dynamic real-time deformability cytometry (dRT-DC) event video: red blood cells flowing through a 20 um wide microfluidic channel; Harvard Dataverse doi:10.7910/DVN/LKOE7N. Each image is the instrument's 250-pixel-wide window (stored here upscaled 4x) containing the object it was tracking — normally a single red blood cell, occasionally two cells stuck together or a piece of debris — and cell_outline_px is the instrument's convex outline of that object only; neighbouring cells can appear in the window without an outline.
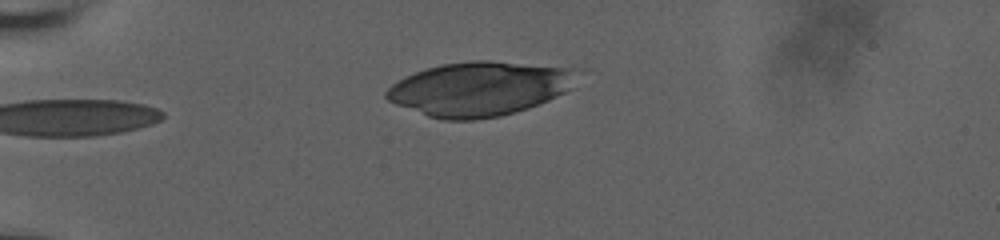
{"species": "human", "species_latin": "Homo sapiens", "temperature_condition": "room temperature", "stored_images_in_passage": 36, "camera_frame_rate_fps": 3000, "um_per_image_px": 0.085, "donor": {"sex": "male"}, "frame": {"image": 1, "passage_image": 1, "time_ms": 0.0, "image_size_px": [1000, 240], "cell_outline_px": [[588, 68], [572, 88], [548, 100], [528, 108], [500, 116], [472, 120], [444, 120], [428, 116], [396, 104], [388, 100], [384, 96], [384, 92], [392, 84], [404, 76], [428, 68], [444, 64], [472, 60], [488, 60]], "centroid_in_image_um": [40.88, 7.51], "position_along_channel_um": 44.1, "area_um2": 61.09}}